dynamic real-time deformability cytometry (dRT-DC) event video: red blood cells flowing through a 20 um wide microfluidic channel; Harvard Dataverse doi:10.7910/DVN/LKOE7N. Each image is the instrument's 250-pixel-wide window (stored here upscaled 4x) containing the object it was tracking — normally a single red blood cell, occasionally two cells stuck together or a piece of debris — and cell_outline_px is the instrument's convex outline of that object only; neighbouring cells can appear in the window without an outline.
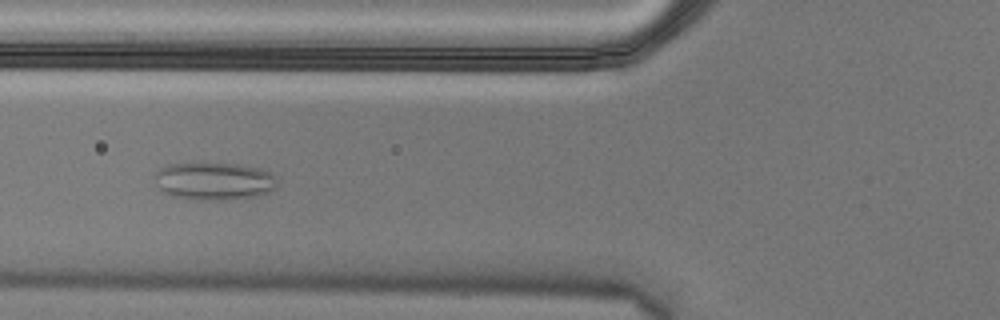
{"species": "Egyptian fruit bat (a non-hibernating species)", "species_latin": "Rousettus aegyptiacus", "temperature_condition": "cold", "stored_images_in_passage": 6, "camera_frame_rate_fps": 3000, "um_per_image_px": 0.085, "animal": {"sex": "male"}, "frame": {"image": 1, "passage_image": 6, "time_ms": 1.667, "image_size_px": [1000, 320], "cell_outline_px": [[276, 188], [260, 196], [224, 200], [196, 200], [172, 196], [164, 192], [160, 188], [156, 176], [156, 172], [164, 164], [196, 160], [204, 160], [236, 164], [260, 168], [272, 172], [276, 176]], "centroid_in_image_um": [18.2, 15.34], "position_along_channel_um": 107.6, "area_um2": 28.03}}